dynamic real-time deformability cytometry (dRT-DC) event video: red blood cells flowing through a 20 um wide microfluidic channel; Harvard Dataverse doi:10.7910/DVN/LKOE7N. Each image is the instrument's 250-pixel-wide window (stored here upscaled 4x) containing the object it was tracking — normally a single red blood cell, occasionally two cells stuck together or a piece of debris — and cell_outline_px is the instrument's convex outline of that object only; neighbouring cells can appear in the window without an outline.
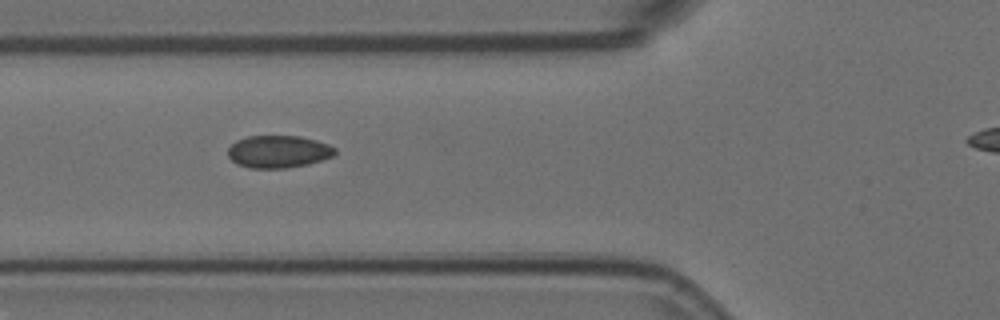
{"species": "Egyptian fruit bat (a non-hibernating species)", "species_latin": "Rousettus aegyptiacus", "temperature_condition": "room temperature", "stored_images_in_passage": 8, "segment_of_instrument_passage": [1, 2], "camera_frame_rate_fps": 3000, "um_per_image_px": 0.085, "animal": {"sex": "female"}, "frame": {"image": 1, "passage_image": 3, "time_ms": 0.667, "image_size_px": [1000, 320], "cell_outline_px": [[336, 152], [332, 156], [308, 164], [288, 168], [248, 168], [236, 164], [228, 156], [228, 148], [236, 140], [248, 136], [300, 136], [316, 140], [328, 144], [336, 148]], "centroid_in_image_um": [23.65, 12.89], "position_along_channel_um": 102.2, "area_um2": 20.29}}
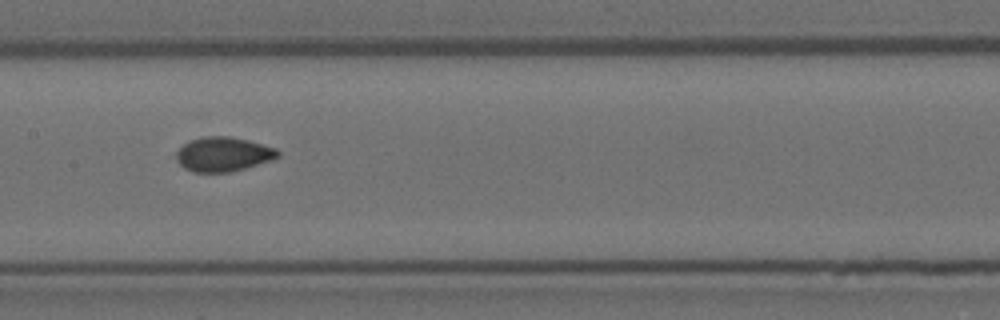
{"frame": {"image": 2, "passage_image": 5, "time_ms": 1.333, "image_size_px": [1000, 320], "cell_outline_px": [[280, 156], [272, 160], [244, 168], [228, 172], [192, 172], [184, 168], [180, 164], [176, 156], [176, 152], [188, 140], [204, 136], [228, 136], [248, 140], [276, 148], [280, 152]], "centroid_in_image_um": [18.97, 13.1], "position_along_channel_um": 188.4, "area_um2": 20.35}}
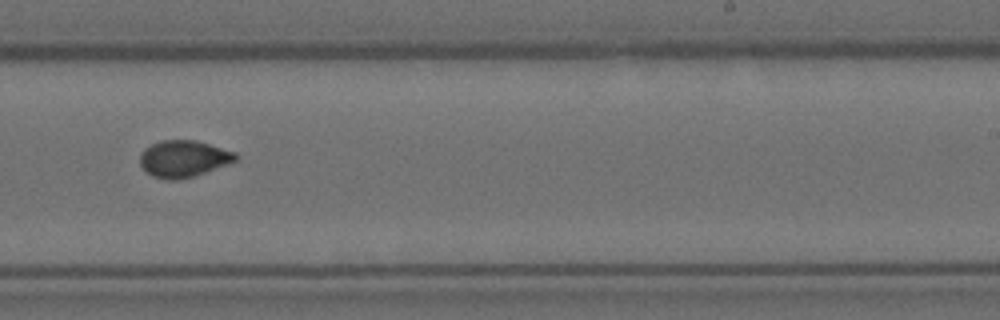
{"frame": {"image": 3, "passage_image": 7, "time_ms": 2.0, "image_size_px": [1000, 320], "cell_outline_px": [[240, 156], [236, 160], [204, 172], [192, 176], [176, 180], [168, 180], [152, 176], [140, 164], [140, 152], [144, 148], [160, 140], [196, 140], [236, 152]], "centroid_in_image_um": [15.58, 13.47], "position_along_channel_um": 273.4, "area_um2": 20.29}}